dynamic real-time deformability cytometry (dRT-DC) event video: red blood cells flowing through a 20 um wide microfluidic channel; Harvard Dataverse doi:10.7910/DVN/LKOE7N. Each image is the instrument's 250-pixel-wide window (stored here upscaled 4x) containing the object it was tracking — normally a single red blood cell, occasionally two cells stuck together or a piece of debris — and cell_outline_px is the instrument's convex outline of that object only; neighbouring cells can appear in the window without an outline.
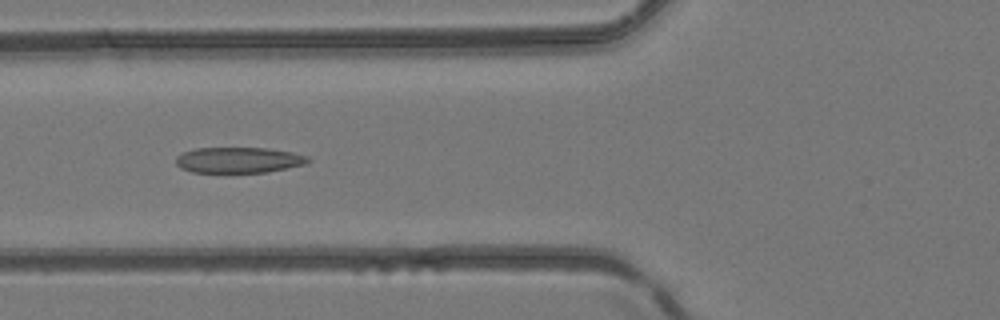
{"species": "common noctule bat (a hibernating species)", "species_latin": "Nyctalus noctula", "temperature_condition": "room temperature", "stored_images_in_passage": 37, "camera_frame_rate_fps": 3000, "um_per_image_px": 0.085, "animal": {"sex": "female", "body_mass_g": 24.6, "forearm_length_mm": 56.2}, "frame": {"image": 1, "passage_image": 14, "time_ms": 4.333, "image_size_px": [1000, 320], "cell_outline_px": [[312, 160], [304, 164], [264, 172], [192, 172], [180, 168], [176, 164], [176, 156], [184, 152], [196, 148], [268, 148], [292, 152], [308, 156]], "centroid_in_image_um": [20.27, 13.59], "position_along_channel_um": 105.5, "area_um2": 19.65}}
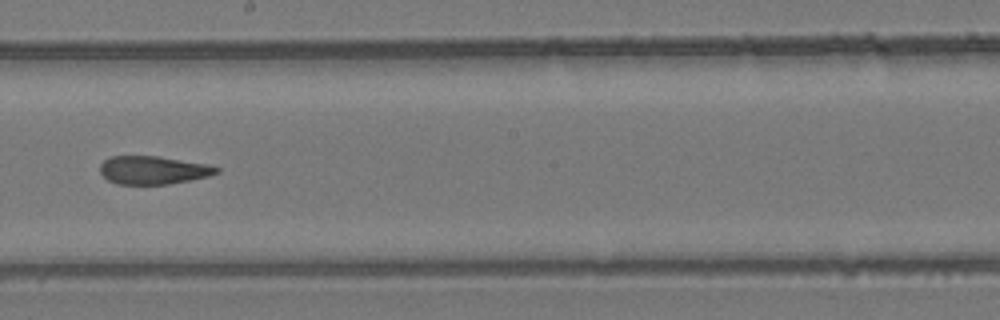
{"frame": {"image": 2, "passage_image": 23, "time_ms": 7.333, "image_size_px": [1000, 320], "cell_outline_px": [[220, 172], [208, 176], [168, 184], [116, 184], [108, 180], [100, 172], [100, 164], [104, 160], [112, 156], [156, 156], [208, 164], [220, 168]], "centroid_in_image_um": [13.01, 14.46], "position_along_channel_um": 235.2, "area_um2": 19.02}}
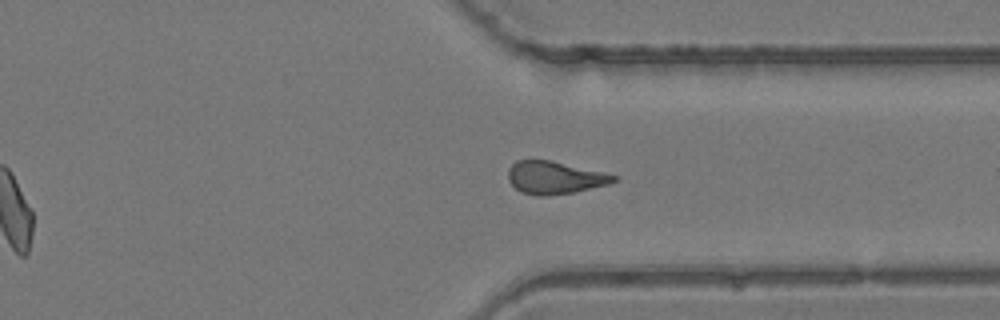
{"frame": {"image": 3, "passage_image": 32, "time_ms": 10.333, "image_size_px": [1000, 320], "cell_outline_px": [[620, 176], [616, 180], [608, 184], [576, 192], [544, 196], [536, 196], [520, 192], [508, 180], [508, 168], [516, 160], [552, 160]], "centroid_in_image_um": [47.14, 15.1], "position_along_channel_um": 364.3, "area_um2": 20.23}}